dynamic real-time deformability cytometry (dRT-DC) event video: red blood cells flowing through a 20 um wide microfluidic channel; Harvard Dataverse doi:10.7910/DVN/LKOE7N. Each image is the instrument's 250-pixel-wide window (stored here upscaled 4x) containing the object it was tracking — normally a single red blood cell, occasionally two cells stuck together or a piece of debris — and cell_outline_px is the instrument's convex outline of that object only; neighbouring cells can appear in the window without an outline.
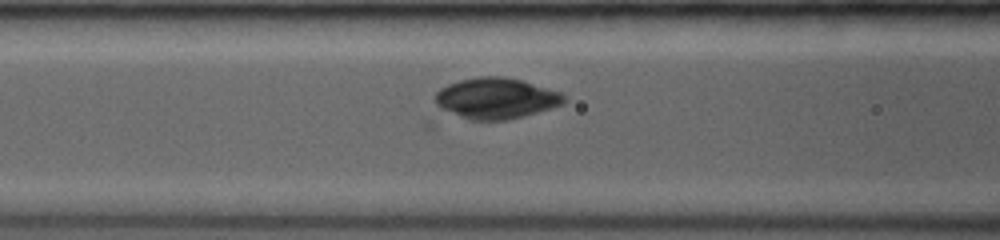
{"species": "common noctule bat (a hibernating species)", "species_latin": "Nyctalus noctula", "temperature_condition": "room temperature", "stored_images_in_passage": 43, "camera_frame_rate_fps": 3500, "um_per_image_px": 0.085, "animal": {"sex": "female", "body_mass_g": 19.0, "forearm_length_mm": 53.3}, "frame": {"image": 1, "passage_image": 10, "time_ms": 2.571, "image_size_px": [1000, 240], "cell_outline_px": [[568, 100], [564, 104], [552, 108], [524, 116], [508, 120], [468, 120], [436, 112], [436, 92], [440, 88], [448, 84], [460, 80], [480, 76], [504, 76], [520, 80], [560, 92]], "centroid_in_image_um": [42.08, 8.39], "position_along_channel_um": 124.5, "area_um2": 31.39}}
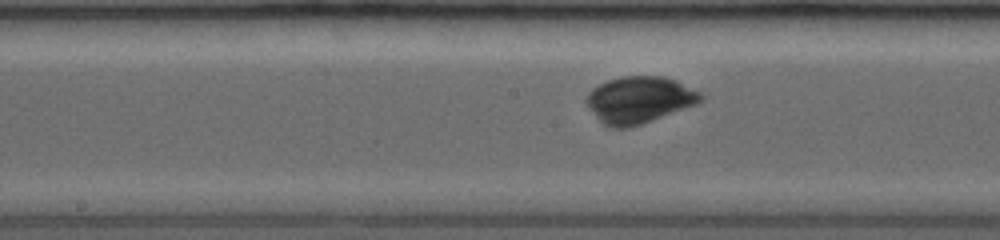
{"frame": {"image": 2, "passage_image": 16, "time_ms": 4.286, "image_size_px": [1000, 240], "cell_outline_px": [[704, 96], [696, 104], [652, 120], [628, 128], [608, 128], [596, 116], [584, 100], [588, 92], [592, 88], [608, 80], [620, 76], [664, 76], [676, 80], [700, 92]], "centroid_in_image_um": [54.31, 8.47], "position_along_channel_um": 193.9, "area_um2": 30.92}}
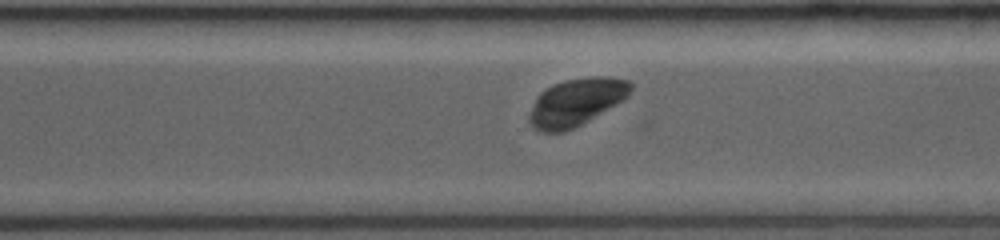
{"frame": {"image": 3, "passage_image": 27, "time_ms": 7.429, "image_size_px": [1000, 240], "cell_outline_px": [[632, 88], [628, 96], [624, 100], [588, 120], [564, 132], [540, 132], [532, 128], [528, 120], [528, 116], [536, 96], [544, 88], [552, 84], [564, 80], [592, 76], [608, 76], [628, 80], [632, 84]], "centroid_in_image_um": [48.95, 8.67], "position_along_channel_um": 321.7, "area_um2": 28.21}}